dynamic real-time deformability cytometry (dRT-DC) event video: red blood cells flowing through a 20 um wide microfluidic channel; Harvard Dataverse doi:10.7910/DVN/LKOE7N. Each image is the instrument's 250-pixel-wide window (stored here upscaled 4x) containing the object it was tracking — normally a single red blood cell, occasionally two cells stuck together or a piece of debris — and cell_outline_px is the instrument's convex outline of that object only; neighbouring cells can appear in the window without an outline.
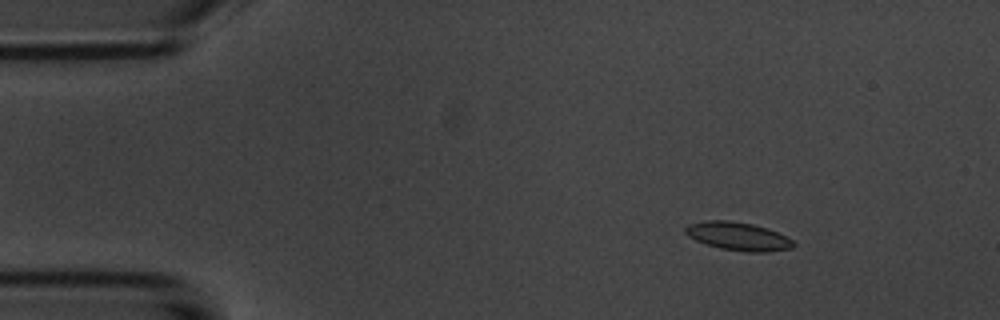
{"species": "common noctule bat (a hibernating species)", "species_latin": "Nyctalus noctula", "temperature_condition": "room temperature", "stored_images_in_passage": 7, "camera_frame_rate_fps": 3000, "um_per_image_px": 0.085, "animal": {"sex": "male", "body_mass_g": 20.1, "forearm_length_mm": 53.5}, "frame": {"image": 1, "passage_image": 1, "time_ms": 0.0, "image_size_px": [1000, 320], "cell_outline_px": [[796, 244], [792, 248], [768, 252], [744, 252], [720, 248], [696, 240], [688, 236], [684, 232], [684, 228], [688, 224], [708, 220], [728, 220], [752, 224], [768, 228], [792, 240]], "centroid_in_image_um": [62.73, 20.08], "position_along_channel_um": 22.3, "area_um2": 17.74}}
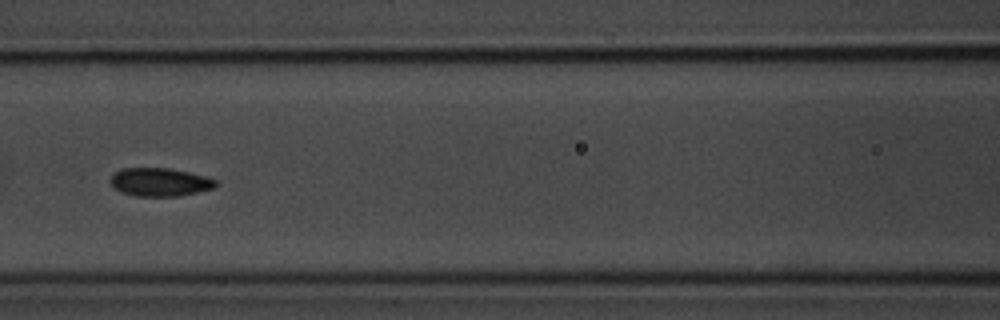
{"frame": {"image": 2, "passage_image": 6, "time_ms": 5.667, "image_size_px": [1000, 320], "cell_outline_px": [[216, 188], [176, 196], [136, 196], [124, 192], [116, 188], [112, 184], [112, 176], [116, 172], [124, 168], [168, 168], [188, 172], [204, 176], [216, 180]], "centroid_in_image_um": [13.63, 15.47], "position_along_channel_um": 153.0, "area_um2": 16.94}}